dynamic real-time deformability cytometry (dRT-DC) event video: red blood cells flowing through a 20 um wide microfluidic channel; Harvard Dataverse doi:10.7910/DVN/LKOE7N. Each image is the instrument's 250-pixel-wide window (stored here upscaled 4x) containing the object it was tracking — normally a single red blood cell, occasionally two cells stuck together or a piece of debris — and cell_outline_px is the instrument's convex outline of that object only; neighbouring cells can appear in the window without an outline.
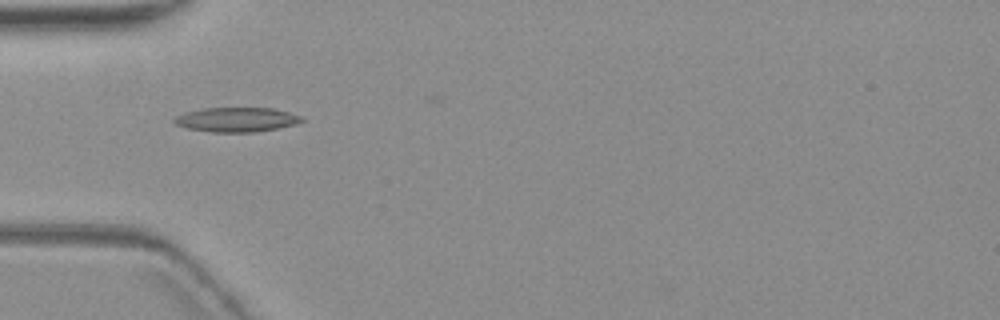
{"species": "common noctule bat (a hibernating species)", "species_latin": "Nyctalus noctula", "temperature_condition": "warm", "stored_images_in_passage": 2, "camera_frame_rate_fps": 3000, "um_per_image_px": 0.085, "animal": {"sex": "female", "body_mass_g": 19.3, "forearm_length_mm": 54.1}, "frame": {"image": 1, "passage_image": 1, "time_ms": 0.0, "image_size_px": [1000, 320], "cell_outline_px": [[304, 120], [296, 124], [256, 132], [212, 132], [188, 128], [176, 124], [172, 120], [176, 116], [188, 112], [204, 108], [272, 108], [288, 112], [300, 116]], "centroid_in_image_um": [20.11, 10.17], "position_along_channel_um": 64.9, "area_um2": 17.92}}
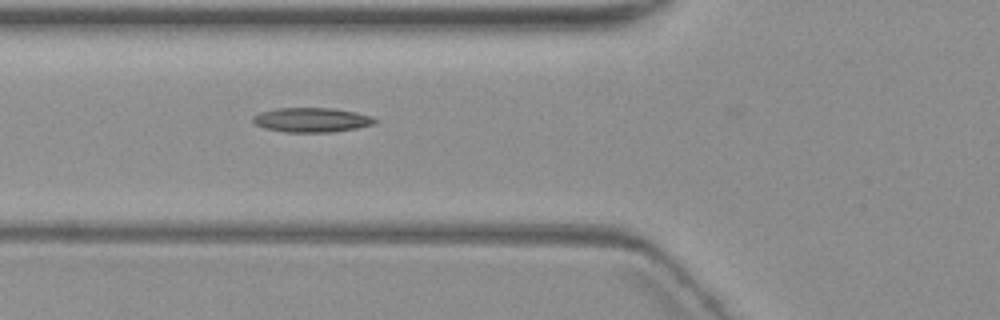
{"frame": {"image": 2, "passage_image": 2, "time_ms": 1.0, "image_size_px": [1000, 320], "cell_outline_px": [[376, 120], [372, 124], [356, 128], [332, 132], [284, 132], [264, 128], [256, 124], [252, 120], [252, 116], [260, 112], [276, 108], [332, 108], [356, 112], [372, 116]], "centroid_in_image_um": [26.45, 10.19], "position_along_channel_um": 99.3, "area_um2": 17.34}}